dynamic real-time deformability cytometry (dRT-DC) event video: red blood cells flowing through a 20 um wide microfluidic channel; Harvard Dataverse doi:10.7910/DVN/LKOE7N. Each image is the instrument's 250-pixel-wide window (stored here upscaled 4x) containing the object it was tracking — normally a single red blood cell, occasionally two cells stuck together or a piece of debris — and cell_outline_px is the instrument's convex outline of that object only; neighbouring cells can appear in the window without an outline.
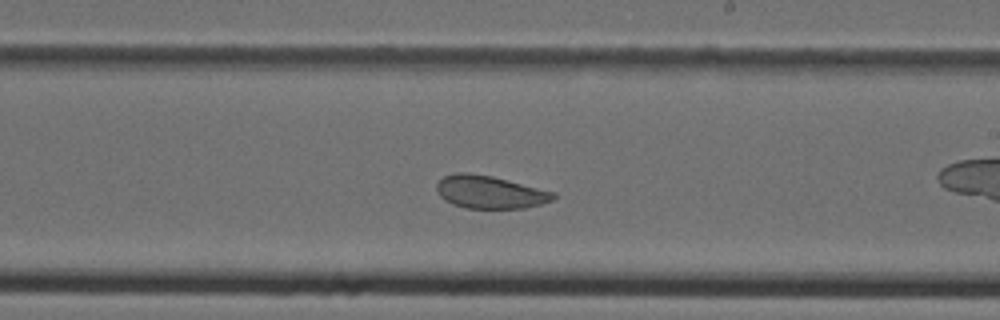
{"species": "Egyptian fruit bat (a non-hibernating species)", "species_latin": "Rousettus aegyptiacus", "temperature_condition": "cold", "stored_images_in_passage": 36, "camera_frame_rate_fps": 3000, "um_per_image_px": 0.085, "animal": {"sex": "female"}, "frame": {"image": 1, "passage_image": 16, "time_ms": 5.0, "image_size_px": [1000, 320], "cell_outline_px": [[556, 196], [552, 200], [540, 204], [524, 208], [468, 208], [452, 204], [444, 200], [440, 196], [436, 188], [436, 184], [444, 176], [456, 172], [468, 172], [492, 176], [556, 192]], "centroid_in_image_um": [41.63, 16.32], "position_along_channel_um": 247.4, "area_um2": 22.31}}